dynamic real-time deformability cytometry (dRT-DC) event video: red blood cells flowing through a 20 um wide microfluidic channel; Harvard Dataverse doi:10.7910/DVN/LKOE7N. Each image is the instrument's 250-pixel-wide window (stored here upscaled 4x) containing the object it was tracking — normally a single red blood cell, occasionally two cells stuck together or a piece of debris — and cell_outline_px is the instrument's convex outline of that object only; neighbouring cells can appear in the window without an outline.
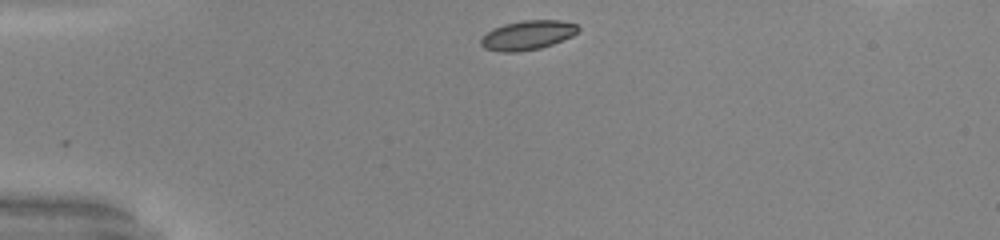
{"species": "common noctule bat (a hibernating species)", "species_latin": "Nyctalus noctula", "temperature_condition": "warm", "stored_images_in_passage": 32, "camera_frame_rate_fps": 3000, "um_per_image_px": 0.085, "animal": {"sex": "male", "body_mass_g": 20.0, "forearm_length_mm": 53.3}, "frame": {"image": 1, "passage_image": 1, "time_ms": 0.0, "image_size_px": [1000, 240], "cell_outline_px": [[580, 28], [572, 36], [552, 44], [540, 48], [516, 52], [500, 52], [484, 48], [480, 44], [480, 40], [488, 32], [504, 24], [524, 20], [560, 20], [576, 24]], "centroid_in_image_um": [44.85, 2.99], "position_along_channel_um": 40.2, "area_um2": 16.42}}
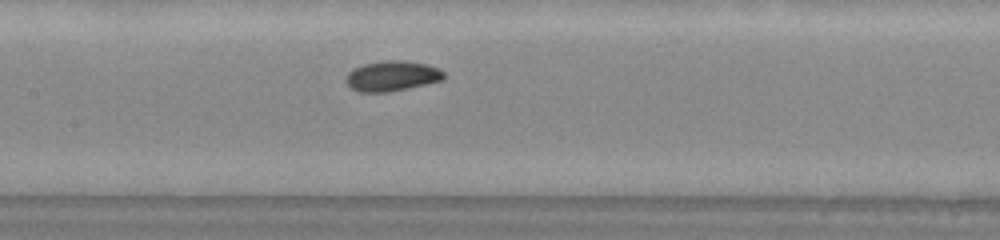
{"frame": {"image": 2, "passage_image": 14, "time_ms": 4.333, "image_size_px": [1000, 240], "cell_outline_px": [[444, 80], [408, 88], [388, 92], [356, 92], [344, 80], [348, 72], [352, 68], [364, 64], [384, 60], [400, 60], [428, 64], [440, 68], [444, 72]], "centroid_in_image_um": [33.32, 6.45], "position_along_channel_um": 174.1, "area_um2": 17.46}}
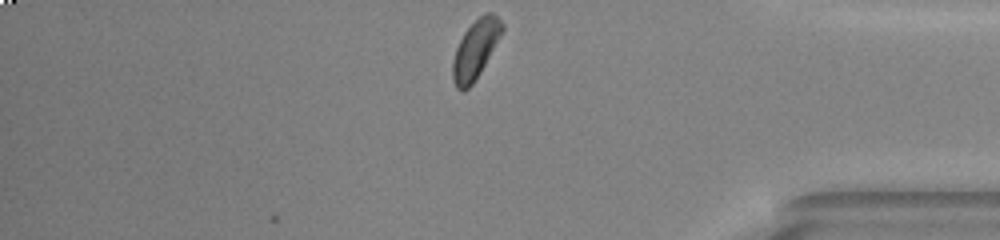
{"frame": {"image": 3, "passage_image": 32, "time_ms": 10.333, "image_size_px": [1000, 240], "cell_outline_px": [[504, 28], [500, 36], [480, 72], [472, 84], [464, 92], [460, 92], [456, 88], [452, 80], [452, 60], [456, 48], [464, 32], [484, 12], [492, 12], [504, 24]], "centroid_in_image_um": [40.39, 4.22], "position_along_channel_um": 394.8, "area_um2": 16.7}, "authors_computed_cell_mechanics": {"area_um2": 16.8776, "velocity_mm_per_s": 4.042, "shape_relaxation_time_tau1_ms": 1.7402, "shape_relaxation_time_tau2_ms": 8.6673, "deformation_change_tau1": 0.0614, "deformation_change_tau2": 0.1143}}